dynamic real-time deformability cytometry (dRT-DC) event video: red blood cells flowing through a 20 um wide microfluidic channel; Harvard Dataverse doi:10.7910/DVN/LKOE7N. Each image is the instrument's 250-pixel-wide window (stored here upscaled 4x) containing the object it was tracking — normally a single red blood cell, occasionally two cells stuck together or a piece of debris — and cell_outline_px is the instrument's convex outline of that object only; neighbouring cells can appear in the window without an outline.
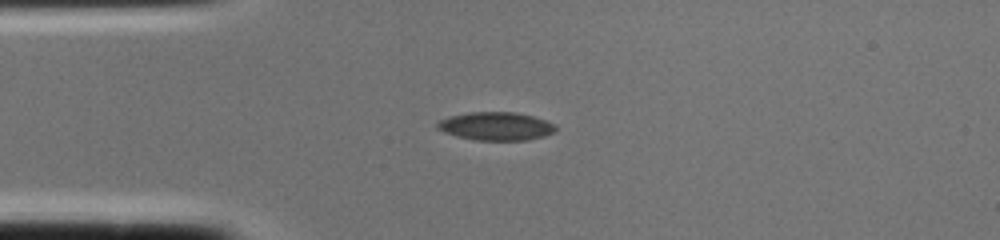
{"species": "common noctule bat (a hibernating species)", "species_latin": "Nyctalus noctula", "temperature_condition": "cold", "stored_images_in_passage": 1, "camera_frame_rate_fps": 3000, "um_per_image_px": 0.085, "animal": {"sex": "female", "body_mass_g": 22.0, "forearm_length_mm": 56.7}, "frame": {"image": 1, "passage_image": 1, "time_ms": 0.0, "image_size_px": [1000, 240], "cell_outline_px": [[556, 132], [544, 136], [528, 140], [476, 140], [456, 136], [444, 132], [436, 128], [436, 124], [440, 120], [448, 116], [468, 112], [516, 112], [532, 116], [556, 124]], "centroid_in_image_um": [42.15, 10.72], "position_along_channel_um": 42.8, "area_um2": 19.59}}